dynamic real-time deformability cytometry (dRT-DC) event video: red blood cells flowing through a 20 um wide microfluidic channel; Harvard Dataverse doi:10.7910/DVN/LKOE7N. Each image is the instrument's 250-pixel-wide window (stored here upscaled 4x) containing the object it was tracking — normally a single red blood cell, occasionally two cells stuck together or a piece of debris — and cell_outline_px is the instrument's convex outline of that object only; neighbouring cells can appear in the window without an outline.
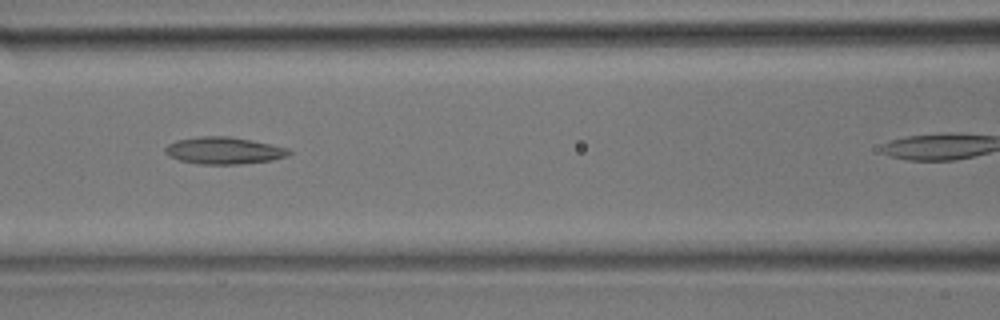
{"species": "common noctule bat (a hibernating species)", "species_latin": "Nyctalus noctula", "temperature_condition": "room temperature", "stored_images_in_passage": 14, "camera_frame_rate_fps": 3000, "um_per_image_px": 0.085, "animal": {"sex": "male", "body_mass_g": 17.9}, "frame": {"image": 1, "passage_image": 8, "time_ms": 2.333, "image_size_px": [1000, 320], "cell_outline_px": [[292, 152], [288, 156], [272, 160], [240, 164], [200, 164], [180, 160], [168, 156], [164, 152], [164, 148], [168, 144], [176, 140], [200, 136], [228, 136], [252, 140], [288, 148]], "centroid_in_image_um": [19.02, 12.79], "position_along_channel_um": 147.6, "area_um2": 19.54}}